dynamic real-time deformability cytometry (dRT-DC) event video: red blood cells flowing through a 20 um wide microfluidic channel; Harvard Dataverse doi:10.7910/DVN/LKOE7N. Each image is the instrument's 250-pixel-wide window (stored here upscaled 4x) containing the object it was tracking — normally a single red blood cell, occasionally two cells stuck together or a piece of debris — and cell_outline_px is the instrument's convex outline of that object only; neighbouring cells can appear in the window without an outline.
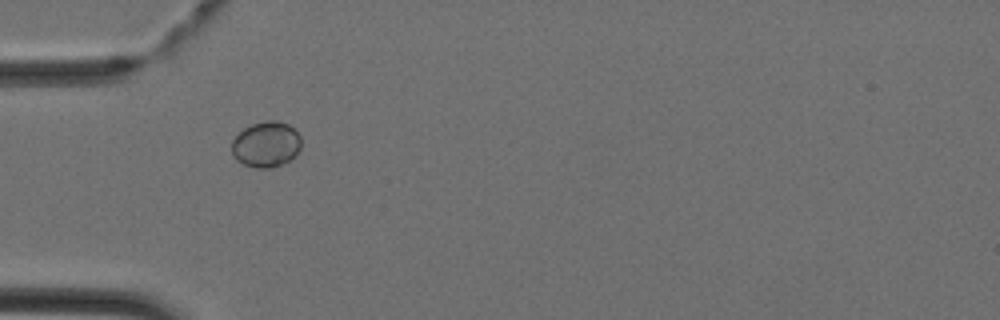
{"species": "Egyptian fruit bat (a non-hibernating species)", "species_latin": "Rousettus aegyptiacus", "temperature_condition": "cold", "stored_images_in_passage": 3, "camera_frame_rate_fps": 3000, "um_per_image_px": 0.085, "animal": {"sex": "female"}, "frame": {"image": 1, "passage_image": 2, "time_ms": 0.333, "image_size_px": [1000, 320], "cell_outline_px": [[300, 148], [296, 156], [280, 164], [268, 168], [256, 168], [244, 164], [236, 160], [232, 156], [232, 140], [244, 128], [252, 124], [268, 120], [276, 120], [288, 124], [300, 136]], "centroid_in_image_um": [22.6, 12.27], "position_along_channel_um": 62.4, "area_um2": 18.38}}
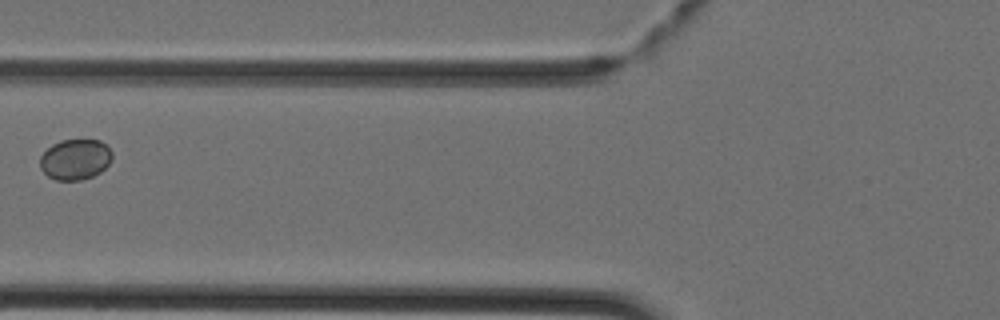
{"frame": {"image": 2, "passage_image": 3, "time_ms": 0.667, "image_size_px": [1000, 320], "cell_outline_px": [[112, 160], [100, 172], [92, 176], [80, 180], [56, 180], [48, 176], [40, 168], [40, 156], [52, 144], [60, 140], [100, 140], [112, 152]], "centroid_in_image_um": [6.38, 13.55], "position_along_channel_um": 119.4, "area_um2": 16.99}}